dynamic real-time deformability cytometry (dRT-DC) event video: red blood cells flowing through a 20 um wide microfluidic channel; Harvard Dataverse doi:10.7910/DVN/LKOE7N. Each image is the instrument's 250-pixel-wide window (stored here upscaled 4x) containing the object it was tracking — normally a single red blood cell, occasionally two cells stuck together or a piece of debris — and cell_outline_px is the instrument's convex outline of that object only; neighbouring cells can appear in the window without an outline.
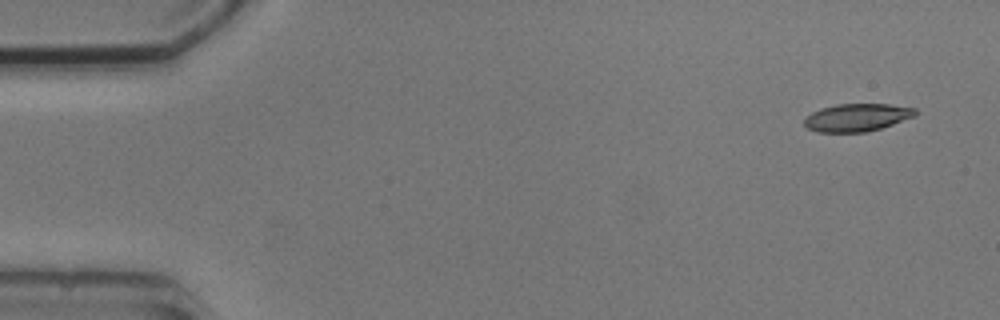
{"species": "common noctule bat (a hibernating species)", "species_latin": "Nyctalus noctula", "temperature_condition": "cold", "stored_images_in_passage": 2, "camera_frame_rate_fps": 3000, "um_per_image_px": 0.085, "animal": {"sex": "male", "body_mass_g": 20.5, "forearm_length_mm": 52.5}, "frame": {"image": 1, "passage_image": 1, "time_ms": 0.0, "image_size_px": [1000, 320], "cell_outline_px": [[916, 116], [868, 132], [816, 132], [808, 128], [804, 124], [804, 120], [812, 112], [820, 108], [836, 104], [888, 104], [916, 108]], "centroid_in_image_um": [72.84, 9.98], "position_along_channel_um": 12.2, "area_um2": 17.92}}